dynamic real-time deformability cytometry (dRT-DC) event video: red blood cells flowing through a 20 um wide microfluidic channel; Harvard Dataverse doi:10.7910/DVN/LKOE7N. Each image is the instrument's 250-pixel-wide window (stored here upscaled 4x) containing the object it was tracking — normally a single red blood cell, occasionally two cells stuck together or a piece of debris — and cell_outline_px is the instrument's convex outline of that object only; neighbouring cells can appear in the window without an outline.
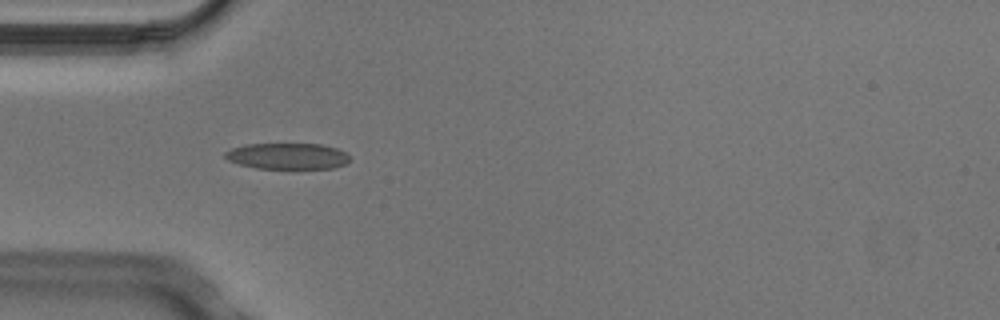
{"species": "Egyptian fruit bat (a non-hibernating species)", "species_latin": "Rousettus aegyptiacus", "temperature_condition": "cold", "stored_images_in_passage": 5, "camera_frame_rate_fps": 3000, "um_per_image_px": 0.085, "animal": {"sex": "male"}, "frame": {"image": 1, "passage_image": 1, "time_ms": 0.0, "image_size_px": [1000, 320], "cell_outline_px": [[352, 160], [344, 164], [332, 168], [256, 168], [240, 164], [228, 160], [224, 156], [224, 152], [232, 148], [244, 144], [320, 144], [336, 148], [348, 152]], "centroid_in_image_um": [24.46, 13.26], "position_along_channel_um": 60.5, "area_um2": 19.02}}
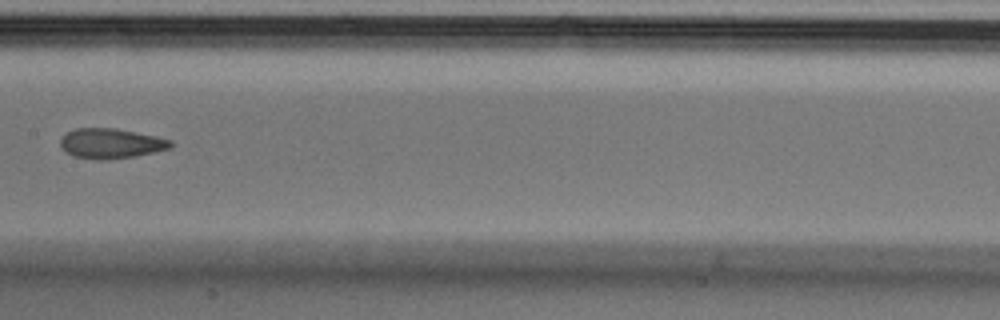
{"frame": {"image": 2, "passage_image": 4, "time_ms": 1.0, "image_size_px": [1000, 320], "cell_outline_px": [[172, 148], [136, 156], [108, 160], [96, 160], [72, 156], [64, 152], [60, 144], [60, 140], [68, 132], [76, 128], [116, 128], [156, 136], [172, 140]], "centroid_in_image_um": [9.43, 12.21], "position_along_channel_um": 198.0, "area_um2": 19.48}}
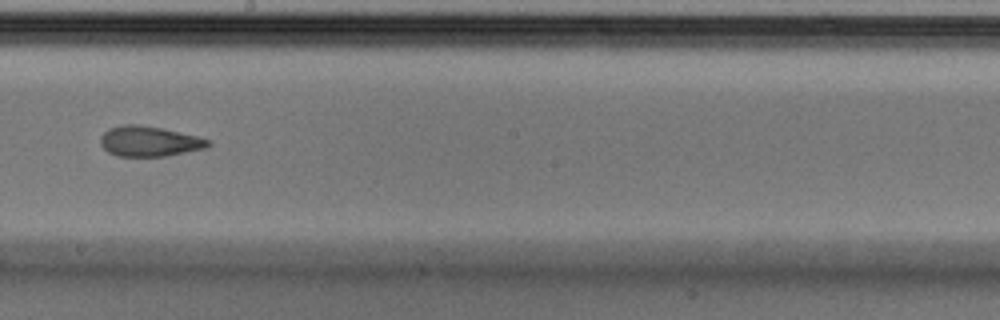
{"frame": {"image": 3, "passage_image": 5, "time_ms": 1.333, "image_size_px": [1000, 320], "cell_outline_px": [[212, 144], [204, 148], [164, 156], [116, 156], [108, 152], [100, 144], [100, 136], [108, 128], [124, 124], [140, 124], [164, 128], [200, 136], [212, 140]], "centroid_in_image_um": [12.7, 11.99], "position_along_channel_um": 235.5, "area_um2": 19.25}}